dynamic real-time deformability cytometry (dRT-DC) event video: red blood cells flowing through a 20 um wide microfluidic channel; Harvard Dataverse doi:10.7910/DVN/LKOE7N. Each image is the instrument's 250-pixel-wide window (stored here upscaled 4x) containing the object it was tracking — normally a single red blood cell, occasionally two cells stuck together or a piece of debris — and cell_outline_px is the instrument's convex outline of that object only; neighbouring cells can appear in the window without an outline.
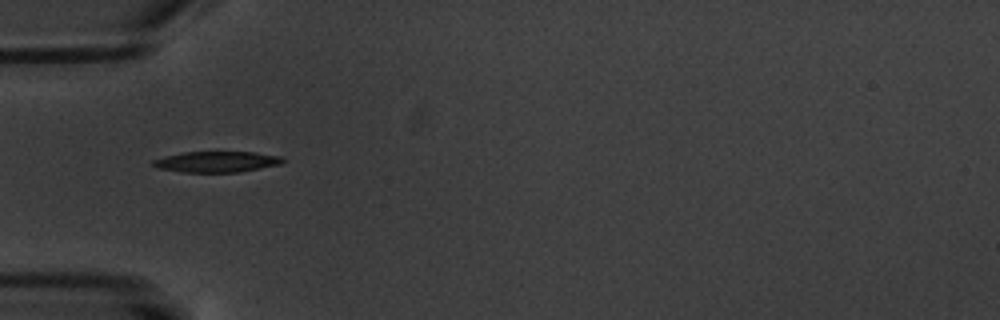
{"species": "common noctule bat (a hibernating species)", "species_latin": "Nyctalus noctula", "temperature_condition": "warm", "stored_images_in_passage": 2, "camera_frame_rate_fps": 3000, "um_per_image_px": 0.085, "animal": {"sex": "male", "body_mass_g": 20.1, "forearm_length_mm": 53.5}, "frame": {"image": 1, "passage_image": 1, "time_ms": 0.0, "image_size_px": [1000, 320], "cell_outline_px": [[284, 160], [280, 164], [240, 172], [180, 172], [156, 168], [152, 164], [152, 160], [164, 156], [184, 152], [252, 152], [280, 156]], "centroid_in_image_um": [18.36, 13.75], "position_along_channel_um": 66.6, "area_um2": 15.72}}